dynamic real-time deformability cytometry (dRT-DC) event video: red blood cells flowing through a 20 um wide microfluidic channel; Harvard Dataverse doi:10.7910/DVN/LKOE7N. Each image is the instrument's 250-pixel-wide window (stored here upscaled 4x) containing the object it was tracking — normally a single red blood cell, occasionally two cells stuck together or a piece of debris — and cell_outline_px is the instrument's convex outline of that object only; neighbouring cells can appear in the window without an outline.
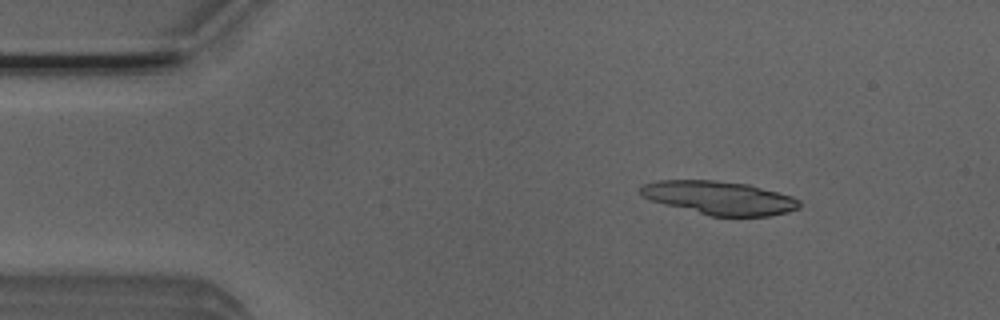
{"species": "Egyptian fruit bat (a non-hibernating species)", "species_latin": "Rousettus aegyptiacus", "temperature_condition": "room temperature", "stored_images_in_passage": 14, "camera_frame_rate_fps": 3000, "um_per_image_px": 0.085, "animal": {"sex": "male"}, "frame": {"image": 1, "passage_image": 7, "time_ms": 2.0, "image_size_px": [1000, 320], "cell_outline_px": [[800, 208], [788, 212], [768, 216], [712, 216], [664, 204], [640, 196], [640, 188], [644, 184], [656, 180], [716, 180], [748, 184], [792, 196], [800, 200]], "centroid_in_image_um": [61.16, 16.81], "position_along_channel_um": 23.8, "area_um2": 30.92}}